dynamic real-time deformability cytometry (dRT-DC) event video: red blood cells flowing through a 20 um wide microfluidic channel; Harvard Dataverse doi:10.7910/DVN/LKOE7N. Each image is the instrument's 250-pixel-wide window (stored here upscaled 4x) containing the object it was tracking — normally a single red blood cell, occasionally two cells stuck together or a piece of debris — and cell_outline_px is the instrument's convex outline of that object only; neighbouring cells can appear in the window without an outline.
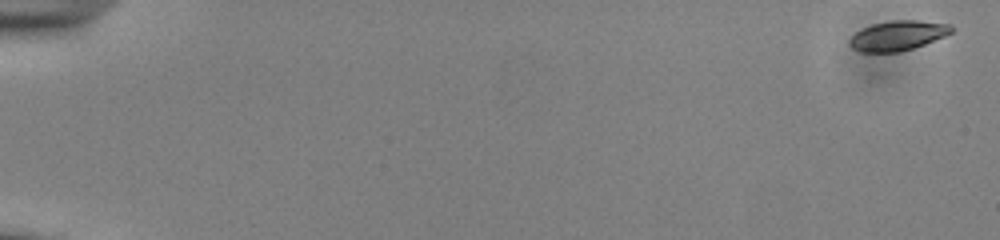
{"species": "common noctule bat (a hibernating species)", "species_latin": "Nyctalus noctula", "temperature_condition": "cold", "stored_images_in_passage": 54, "camera_frame_rate_fps": 3000, "um_per_image_px": 0.085, "animal": {"sex": "male", "body_mass_g": 13.0, "forearm_length_mm": 53.1}, "frame": {"image": 1, "passage_image": 1, "time_ms": 0.0, "image_size_px": [1000, 240], "cell_outline_px": [[952, 32], [944, 36], [924, 44], [900, 52], [860, 52], [852, 48], [848, 44], [848, 40], [856, 32], [872, 24], [892, 20], [916, 20], [952, 24]], "centroid_in_image_um": [76.29, 3.02], "position_along_channel_um": 8.7, "area_um2": 17.63}}
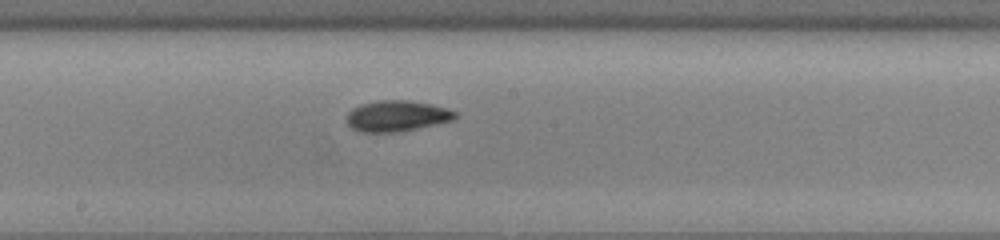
{"frame": {"image": 2, "passage_image": 31, "time_ms": 10.0, "image_size_px": [1000, 240], "cell_outline_px": [[456, 116], [452, 120], [436, 124], [396, 132], [360, 132], [352, 128], [348, 124], [348, 112], [352, 108], [360, 104], [376, 100], [408, 100], [432, 104], [456, 112]], "centroid_in_image_um": [33.69, 9.85], "position_along_channel_um": 214.5, "area_um2": 19.36}}
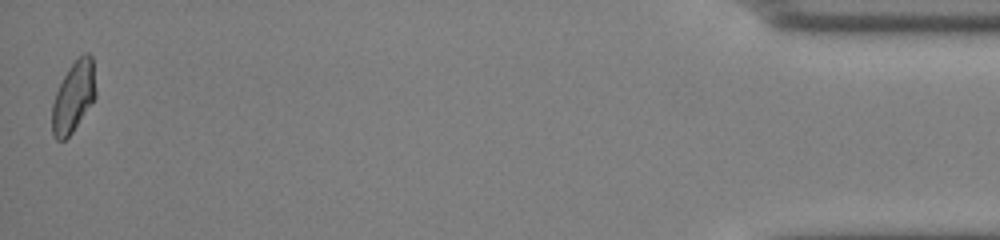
{"frame": {"image": 3, "passage_image": 54, "time_ms": 17.667, "image_size_px": [1000, 240], "cell_outline_px": [[96, 96], [72, 132], [64, 140], [56, 140], [52, 136], [52, 104], [56, 92], [68, 68], [84, 52], [88, 52], [92, 56], [96, 92]], "centroid_in_image_um": [6.24, 8.23], "position_along_channel_um": 429.0, "area_um2": 17.8}, "authors_computed_cell_mechanics": {"area_um2": 18.2937, "velocity_mm_per_s": 3.8751, "shape_relaxation_time_tau1_ms": 2.0023, "shape_relaxation_time_tau2_ms": 2.629, "deformation_change_tau1": 0.1192, "deformation_change_tau2": 0.0777}}